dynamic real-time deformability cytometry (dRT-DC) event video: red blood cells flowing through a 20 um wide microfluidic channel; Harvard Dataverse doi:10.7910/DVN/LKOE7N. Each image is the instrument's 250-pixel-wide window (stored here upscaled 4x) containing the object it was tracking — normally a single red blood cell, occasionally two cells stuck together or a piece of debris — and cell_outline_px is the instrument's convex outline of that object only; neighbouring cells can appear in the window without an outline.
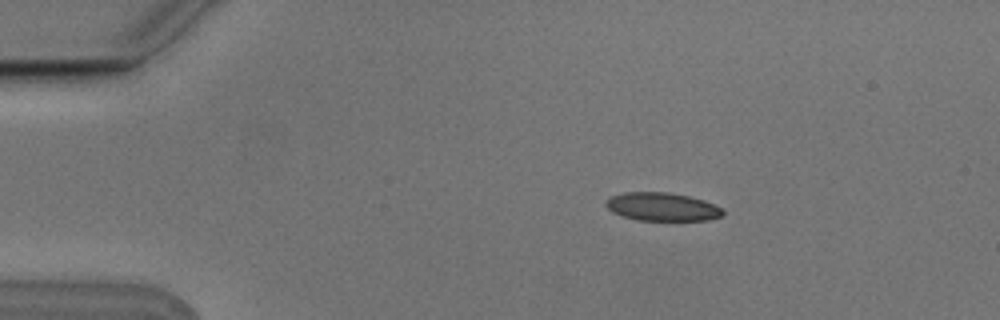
{"species": "Egyptian fruit bat (a non-hibernating species)", "species_latin": "Rousettus aegyptiacus", "temperature_condition": "cold", "stored_images_in_passage": 3, "camera_frame_rate_fps": 3000, "um_per_image_px": 0.085, "animal": {"sex": "male"}, "frame": {"image": 1, "passage_image": 1, "time_ms": 0.0, "image_size_px": [1000, 320], "cell_outline_px": [[724, 212], [720, 216], [708, 220], [640, 220], [620, 216], [612, 212], [604, 204], [604, 200], [612, 196], [624, 192], [668, 192], [688, 196], [704, 200], [720, 208]], "centroid_in_image_um": [56.22, 17.57], "position_along_channel_um": 28.8, "area_um2": 19.19}}